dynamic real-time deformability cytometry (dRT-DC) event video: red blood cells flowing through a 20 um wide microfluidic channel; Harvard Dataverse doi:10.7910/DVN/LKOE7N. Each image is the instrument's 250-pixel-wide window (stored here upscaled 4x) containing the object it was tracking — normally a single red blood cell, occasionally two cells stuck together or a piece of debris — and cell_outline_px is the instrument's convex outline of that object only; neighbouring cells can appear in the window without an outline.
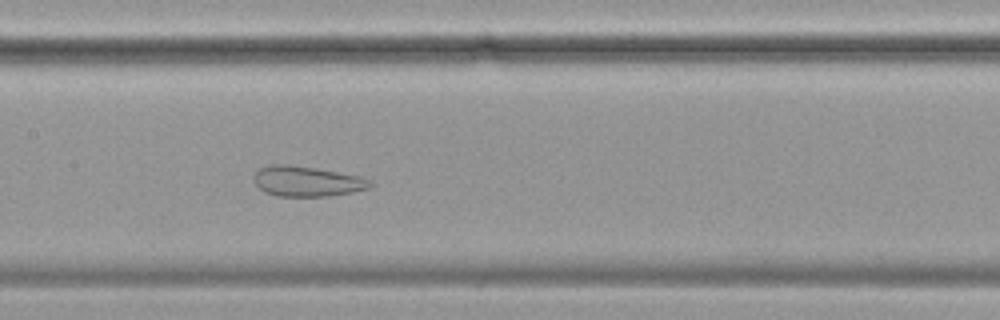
{"species": "common noctule bat (a hibernating species)", "species_latin": "Nyctalus noctula", "temperature_condition": "cold", "stored_images_in_passage": 37, "camera_frame_rate_fps": 3000, "um_per_image_px": 0.085, "animal": {"sex": "female", "body_mass_g": 19.9}, "frame": {"image": 1, "passage_image": 27, "time_ms": 8.667, "image_size_px": [1000, 320], "cell_outline_px": [[372, 184], [368, 188], [352, 192], [332, 196], [276, 196], [264, 192], [252, 180], [256, 172], [260, 168], [276, 164], [288, 164], [316, 168], [360, 176], [368, 180]], "centroid_in_image_um": [26.06, 15.41], "position_along_channel_um": 181.3, "area_um2": 20.4}}